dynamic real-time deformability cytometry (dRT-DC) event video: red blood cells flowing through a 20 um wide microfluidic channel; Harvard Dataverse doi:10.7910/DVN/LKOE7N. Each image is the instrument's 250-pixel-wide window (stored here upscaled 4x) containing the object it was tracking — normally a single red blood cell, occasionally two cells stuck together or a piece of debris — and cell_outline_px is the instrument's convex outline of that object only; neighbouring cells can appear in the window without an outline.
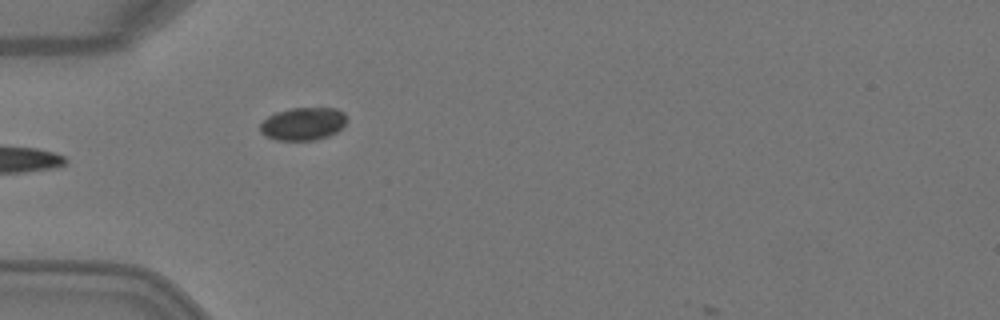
{"species": "Egyptian fruit bat (a non-hibernating species)", "species_latin": "Rousettus aegyptiacus", "temperature_condition": "warm", "stored_images_in_passage": 5, "camera_frame_rate_fps": 3000, "um_per_image_px": 0.085, "animal": {"sex": "female"}, "frame": {"image": 1, "passage_image": 5, "time_ms": 1.333, "image_size_px": [1000, 320], "cell_outline_px": [[348, 120], [336, 132], [328, 136], [316, 140], [276, 140], [264, 136], [260, 132], [260, 124], [268, 116], [276, 112], [292, 108], [336, 108], [344, 112]], "centroid_in_image_um": [25.76, 10.52], "position_along_channel_um": 59.2, "area_um2": 16.65}}